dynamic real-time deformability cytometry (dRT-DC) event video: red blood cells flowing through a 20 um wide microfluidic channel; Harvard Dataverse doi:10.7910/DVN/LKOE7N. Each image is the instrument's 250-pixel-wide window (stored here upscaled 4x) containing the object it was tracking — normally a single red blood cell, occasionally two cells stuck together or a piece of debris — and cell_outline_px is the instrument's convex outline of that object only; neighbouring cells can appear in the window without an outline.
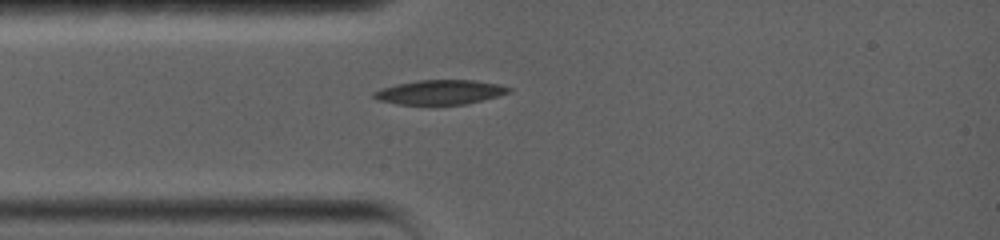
{"species": "common noctule bat (a hibernating species)", "species_latin": "Nyctalus noctula", "temperature_condition": "warm", "stored_images_in_passage": 30, "camera_frame_rate_fps": 5000, "um_per_image_px": 0.085, "animal": {"sex": "female", "body_mass_g": 19.0, "forearm_length_mm": 56.7}, "frame": {"image": 1, "passage_image": 1, "time_ms": 0.0, "image_size_px": [1000, 240], "cell_outline_px": [[512, 92], [468, 104], [396, 104], [376, 100], [372, 96], [372, 92], [380, 88], [396, 84], [420, 80], [476, 80], [500, 84], [512, 88]], "centroid_in_image_um": [37.4, 7.83], "position_along_channel_um": 47.6, "area_um2": 19.42}}
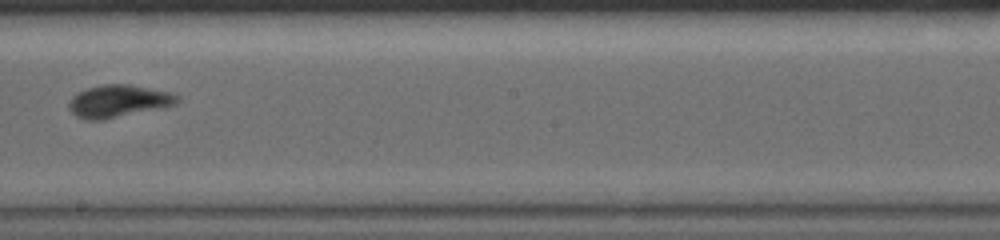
{"frame": {"image": 2, "passage_image": 9, "time_ms": 5.4, "image_size_px": [1000, 240], "cell_outline_px": [[180, 100], [176, 104], [104, 120], [84, 120], [76, 116], [68, 108], [68, 100], [72, 96], [88, 88], [100, 84], [128, 84], [168, 92], [180, 96]], "centroid_in_image_um": [10.02, 8.6], "position_along_channel_um": 238.2, "area_um2": 20.35}}
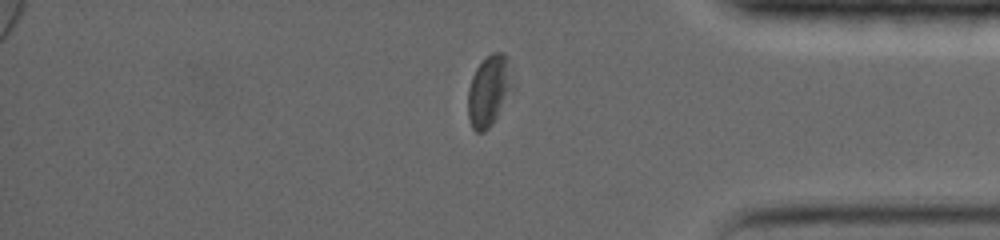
{"frame": {"image": 3, "passage_image": 22, "time_ms": 10.2, "image_size_px": [1000, 240], "cell_outline_px": [[516, 88], [492, 124], [484, 132], [476, 132], [472, 128], [468, 116], [468, 88], [472, 76], [476, 68], [492, 52], [504, 52], [508, 56]], "centroid_in_image_um": [41.62, 7.7], "position_along_channel_um": 393.6, "area_um2": 19.07}, "authors_computed_cell_mechanics": {"area_um2": 19.652, "velocity_mm_per_s": 3.5398, "shape_relaxation_time_tau1_ms": 4.6854, "shape_relaxation_time_tau2_ms": 2.0544, "deformation_change_tau1": 0.1724, "deformation_change_tau2": 0.0773}}